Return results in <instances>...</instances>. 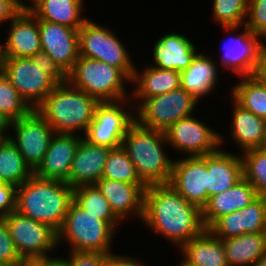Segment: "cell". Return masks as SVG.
<instances>
[{"instance_id":"obj_54","label":"cell","mask_w":266,"mask_h":266,"mask_svg":"<svg viewBox=\"0 0 266 266\" xmlns=\"http://www.w3.org/2000/svg\"><path fill=\"white\" fill-rule=\"evenodd\" d=\"M179 266H194V265H192V264H190V263H187V262L183 259V261L180 263Z\"/></svg>"},{"instance_id":"obj_5","label":"cell","mask_w":266,"mask_h":266,"mask_svg":"<svg viewBox=\"0 0 266 266\" xmlns=\"http://www.w3.org/2000/svg\"><path fill=\"white\" fill-rule=\"evenodd\" d=\"M4 74L20 96L36 109L67 75L42 54L32 57H6Z\"/></svg>"},{"instance_id":"obj_34","label":"cell","mask_w":266,"mask_h":266,"mask_svg":"<svg viewBox=\"0 0 266 266\" xmlns=\"http://www.w3.org/2000/svg\"><path fill=\"white\" fill-rule=\"evenodd\" d=\"M249 0H213V17L225 30L244 26Z\"/></svg>"},{"instance_id":"obj_11","label":"cell","mask_w":266,"mask_h":266,"mask_svg":"<svg viewBox=\"0 0 266 266\" xmlns=\"http://www.w3.org/2000/svg\"><path fill=\"white\" fill-rule=\"evenodd\" d=\"M124 102L126 104V100L99 103L83 138L111 149L121 147L128 128L135 122V115L123 110Z\"/></svg>"},{"instance_id":"obj_26","label":"cell","mask_w":266,"mask_h":266,"mask_svg":"<svg viewBox=\"0 0 266 266\" xmlns=\"http://www.w3.org/2000/svg\"><path fill=\"white\" fill-rule=\"evenodd\" d=\"M131 82H137L136 84H138L137 88L134 89L133 97L143 102L153 96L179 89L180 72L150 65L141 74L136 69Z\"/></svg>"},{"instance_id":"obj_41","label":"cell","mask_w":266,"mask_h":266,"mask_svg":"<svg viewBox=\"0 0 266 266\" xmlns=\"http://www.w3.org/2000/svg\"><path fill=\"white\" fill-rule=\"evenodd\" d=\"M109 254L71 251L69 259L63 258L69 266H107Z\"/></svg>"},{"instance_id":"obj_22","label":"cell","mask_w":266,"mask_h":266,"mask_svg":"<svg viewBox=\"0 0 266 266\" xmlns=\"http://www.w3.org/2000/svg\"><path fill=\"white\" fill-rule=\"evenodd\" d=\"M207 202L214 194L225 192L243 178L241 155H233L220 148L207 155Z\"/></svg>"},{"instance_id":"obj_37","label":"cell","mask_w":266,"mask_h":266,"mask_svg":"<svg viewBox=\"0 0 266 266\" xmlns=\"http://www.w3.org/2000/svg\"><path fill=\"white\" fill-rule=\"evenodd\" d=\"M245 233L266 232V196H259L242 209Z\"/></svg>"},{"instance_id":"obj_17","label":"cell","mask_w":266,"mask_h":266,"mask_svg":"<svg viewBox=\"0 0 266 266\" xmlns=\"http://www.w3.org/2000/svg\"><path fill=\"white\" fill-rule=\"evenodd\" d=\"M112 149L81 139L72 160L68 185L73 189L83 185H95L103 175L105 163Z\"/></svg>"},{"instance_id":"obj_6","label":"cell","mask_w":266,"mask_h":266,"mask_svg":"<svg viewBox=\"0 0 266 266\" xmlns=\"http://www.w3.org/2000/svg\"><path fill=\"white\" fill-rule=\"evenodd\" d=\"M124 80L131 81L119 68L100 60L79 56L67 81L99 103L127 100Z\"/></svg>"},{"instance_id":"obj_52","label":"cell","mask_w":266,"mask_h":266,"mask_svg":"<svg viewBox=\"0 0 266 266\" xmlns=\"http://www.w3.org/2000/svg\"><path fill=\"white\" fill-rule=\"evenodd\" d=\"M260 149L266 151V129H265V135H264V139H263V142L260 146Z\"/></svg>"},{"instance_id":"obj_13","label":"cell","mask_w":266,"mask_h":266,"mask_svg":"<svg viewBox=\"0 0 266 266\" xmlns=\"http://www.w3.org/2000/svg\"><path fill=\"white\" fill-rule=\"evenodd\" d=\"M167 142L175 148L189 154V157L204 156L216 152L223 137L210 129L198 118L189 116L178 120L165 131Z\"/></svg>"},{"instance_id":"obj_32","label":"cell","mask_w":266,"mask_h":266,"mask_svg":"<svg viewBox=\"0 0 266 266\" xmlns=\"http://www.w3.org/2000/svg\"><path fill=\"white\" fill-rule=\"evenodd\" d=\"M73 201L84 211L108 222L114 229L120 219L114 214L110 203L96 185H83L74 188Z\"/></svg>"},{"instance_id":"obj_38","label":"cell","mask_w":266,"mask_h":266,"mask_svg":"<svg viewBox=\"0 0 266 266\" xmlns=\"http://www.w3.org/2000/svg\"><path fill=\"white\" fill-rule=\"evenodd\" d=\"M208 230L220 240L243 235L242 210L221 216Z\"/></svg>"},{"instance_id":"obj_43","label":"cell","mask_w":266,"mask_h":266,"mask_svg":"<svg viewBox=\"0 0 266 266\" xmlns=\"http://www.w3.org/2000/svg\"><path fill=\"white\" fill-rule=\"evenodd\" d=\"M260 83L266 85V44L263 43L259 51L257 65L253 73Z\"/></svg>"},{"instance_id":"obj_7","label":"cell","mask_w":266,"mask_h":266,"mask_svg":"<svg viewBox=\"0 0 266 266\" xmlns=\"http://www.w3.org/2000/svg\"><path fill=\"white\" fill-rule=\"evenodd\" d=\"M114 231L108 222L84 211L72 201L64 223L57 232L58 244L63 237L71 244L70 251L111 254Z\"/></svg>"},{"instance_id":"obj_23","label":"cell","mask_w":266,"mask_h":266,"mask_svg":"<svg viewBox=\"0 0 266 266\" xmlns=\"http://www.w3.org/2000/svg\"><path fill=\"white\" fill-rule=\"evenodd\" d=\"M195 45L184 35L170 33L159 38L153 49L157 68L183 71L197 55Z\"/></svg>"},{"instance_id":"obj_36","label":"cell","mask_w":266,"mask_h":266,"mask_svg":"<svg viewBox=\"0 0 266 266\" xmlns=\"http://www.w3.org/2000/svg\"><path fill=\"white\" fill-rule=\"evenodd\" d=\"M33 109L20 96L5 74L0 76V112L11 122L27 116Z\"/></svg>"},{"instance_id":"obj_12","label":"cell","mask_w":266,"mask_h":266,"mask_svg":"<svg viewBox=\"0 0 266 266\" xmlns=\"http://www.w3.org/2000/svg\"><path fill=\"white\" fill-rule=\"evenodd\" d=\"M15 136L9 139L15 144L25 162L34 171L43 160L52 136L55 134L48 122L33 109L27 116L12 121Z\"/></svg>"},{"instance_id":"obj_25","label":"cell","mask_w":266,"mask_h":266,"mask_svg":"<svg viewBox=\"0 0 266 266\" xmlns=\"http://www.w3.org/2000/svg\"><path fill=\"white\" fill-rule=\"evenodd\" d=\"M184 260L194 266H228L222 240L208 229L181 247Z\"/></svg>"},{"instance_id":"obj_24","label":"cell","mask_w":266,"mask_h":266,"mask_svg":"<svg viewBox=\"0 0 266 266\" xmlns=\"http://www.w3.org/2000/svg\"><path fill=\"white\" fill-rule=\"evenodd\" d=\"M217 63L203 53H198L193 62L180 72V87L197 101L211 93L217 83Z\"/></svg>"},{"instance_id":"obj_16","label":"cell","mask_w":266,"mask_h":266,"mask_svg":"<svg viewBox=\"0 0 266 266\" xmlns=\"http://www.w3.org/2000/svg\"><path fill=\"white\" fill-rule=\"evenodd\" d=\"M81 139V136L75 134L55 133L43 160L34 170V175L42 179L59 180L68 184L72 160Z\"/></svg>"},{"instance_id":"obj_20","label":"cell","mask_w":266,"mask_h":266,"mask_svg":"<svg viewBox=\"0 0 266 266\" xmlns=\"http://www.w3.org/2000/svg\"><path fill=\"white\" fill-rule=\"evenodd\" d=\"M95 185L119 219L122 220L128 213L136 215L139 219L143 218L146 184H130L101 178Z\"/></svg>"},{"instance_id":"obj_39","label":"cell","mask_w":266,"mask_h":266,"mask_svg":"<svg viewBox=\"0 0 266 266\" xmlns=\"http://www.w3.org/2000/svg\"><path fill=\"white\" fill-rule=\"evenodd\" d=\"M244 26L263 37L266 34V0H249Z\"/></svg>"},{"instance_id":"obj_35","label":"cell","mask_w":266,"mask_h":266,"mask_svg":"<svg viewBox=\"0 0 266 266\" xmlns=\"http://www.w3.org/2000/svg\"><path fill=\"white\" fill-rule=\"evenodd\" d=\"M243 153V177L255 188L259 196H266V151L254 148Z\"/></svg>"},{"instance_id":"obj_15","label":"cell","mask_w":266,"mask_h":266,"mask_svg":"<svg viewBox=\"0 0 266 266\" xmlns=\"http://www.w3.org/2000/svg\"><path fill=\"white\" fill-rule=\"evenodd\" d=\"M207 155L173 162L169 184L189 203L201 210L207 204Z\"/></svg>"},{"instance_id":"obj_46","label":"cell","mask_w":266,"mask_h":266,"mask_svg":"<svg viewBox=\"0 0 266 266\" xmlns=\"http://www.w3.org/2000/svg\"><path fill=\"white\" fill-rule=\"evenodd\" d=\"M15 266H48V257L22 258Z\"/></svg>"},{"instance_id":"obj_49","label":"cell","mask_w":266,"mask_h":266,"mask_svg":"<svg viewBox=\"0 0 266 266\" xmlns=\"http://www.w3.org/2000/svg\"><path fill=\"white\" fill-rule=\"evenodd\" d=\"M5 62H6V53H5L4 44H0V76L4 74Z\"/></svg>"},{"instance_id":"obj_53","label":"cell","mask_w":266,"mask_h":266,"mask_svg":"<svg viewBox=\"0 0 266 266\" xmlns=\"http://www.w3.org/2000/svg\"><path fill=\"white\" fill-rule=\"evenodd\" d=\"M9 136H6L3 132H0V145L6 140V138Z\"/></svg>"},{"instance_id":"obj_3","label":"cell","mask_w":266,"mask_h":266,"mask_svg":"<svg viewBox=\"0 0 266 266\" xmlns=\"http://www.w3.org/2000/svg\"><path fill=\"white\" fill-rule=\"evenodd\" d=\"M98 104L95 98L67 81L58 84L36 110L54 133L74 134L76 130L86 133Z\"/></svg>"},{"instance_id":"obj_1","label":"cell","mask_w":266,"mask_h":266,"mask_svg":"<svg viewBox=\"0 0 266 266\" xmlns=\"http://www.w3.org/2000/svg\"><path fill=\"white\" fill-rule=\"evenodd\" d=\"M142 221L179 248L206 230L202 210L186 201L169 183L147 186Z\"/></svg>"},{"instance_id":"obj_9","label":"cell","mask_w":266,"mask_h":266,"mask_svg":"<svg viewBox=\"0 0 266 266\" xmlns=\"http://www.w3.org/2000/svg\"><path fill=\"white\" fill-rule=\"evenodd\" d=\"M197 100L181 87L138 103L135 121L142 127L165 132L180 119L191 116Z\"/></svg>"},{"instance_id":"obj_44","label":"cell","mask_w":266,"mask_h":266,"mask_svg":"<svg viewBox=\"0 0 266 266\" xmlns=\"http://www.w3.org/2000/svg\"><path fill=\"white\" fill-rule=\"evenodd\" d=\"M20 12L14 0H0V23L13 18Z\"/></svg>"},{"instance_id":"obj_4","label":"cell","mask_w":266,"mask_h":266,"mask_svg":"<svg viewBox=\"0 0 266 266\" xmlns=\"http://www.w3.org/2000/svg\"><path fill=\"white\" fill-rule=\"evenodd\" d=\"M168 143L165 132L147 129L136 121L128 128L122 141L141 180L147 185L167 184L171 180L173 161L163 150Z\"/></svg>"},{"instance_id":"obj_47","label":"cell","mask_w":266,"mask_h":266,"mask_svg":"<svg viewBox=\"0 0 266 266\" xmlns=\"http://www.w3.org/2000/svg\"><path fill=\"white\" fill-rule=\"evenodd\" d=\"M10 124L11 121L3 113L0 112V132H3L7 136V131L10 130Z\"/></svg>"},{"instance_id":"obj_2","label":"cell","mask_w":266,"mask_h":266,"mask_svg":"<svg viewBox=\"0 0 266 266\" xmlns=\"http://www.w3.org/2000/svg\"><path fill=\"white\" fill-rule=\"evenodd\" d=\"M73 190L66 182L42 179L33 174L16 187L15 211L58 232L73 201Z\"/></svg>"},{"instance_id":"obj_45","label":"cell","mask_w":266,"mask_h":266,"mask_svg":"<svg viewBox=\"0 0 266 266\" xmlns=\"http://www.w3.org/2000/svg\"><path fill=\"white\" fill-rule=\"evenodd\" d=\"M107 266H144L140 265V263L137 260H134L131 257H123L122 255H114V254H109L108 256V261H107Z\"/></svg>"},{"instance_id":"obj_18","label":"cell","mask_w":266,"mask_h":266,"mask_svg":"<svg viewBox=\"0 0 266 266\" xmlns=\"http://www.w3.org/2000/svg\"><path fill=\"white\" fill-rule=\"evenodd\" d=\"M244 27L242 34L239 33L236 37L228 39L221 59L223 67L230 68L241 77L253 76L259 51L264 43L260 41L261 36Z\"/></svg>"},{"instance_id":"obj_42","label":"cell","mask_w":266,"mask_h":266,"mask_svg":"<svg viewBox=\"0 0 266 266\" xmlns=\"http://www.w3.org/2000/svg\"><path fill=\"white\" fill-rule=\"evenodd\" d=\"M16 187L0 182V217L15 211Z\"/></svg>"},{"instance_id":"obj_28","label":"cell","mask_w":266,"mask_h":266,"mask_svg":"<svg viewBox=\"0 0 266 266\" xmlns=\"http://www.w3.org/2000/svg\"><path fill=\"white\" fill-rule=\"evenodd\" d=\"M231 133L233 139L243 152L249 149L260 148L266 129V120L256 116L251 111L243 109L235 101Z\"/></svg>"},{"instance_id":"obj_33","label":"cell","mask_w":266,"mask_h":266,"mask_svg":"<svg viewBox=\"0 0 266 266\" xmlns=\"http://www.w3.org/2000/svg\"><path fill=\"white\" fill-rule=\"evenodd\" d=\"M102 178L130 184H145L139 177L134 164L122 148L112 149L108 155Z\"/></svg>"},{"instance_id":"obj_8","label":"cell","mask_w":266,"mask_h":266,"mask_svg":"<svg viewBox=\"0 0 266 266\" xmlns=\"http://www.w3.org/2000/svg\"><path fill=\"white\" fill-rule=\"evenodd\" d=\"M79 56L119 68L130 80L136 67L121 41L109 29L87 20L78 32Z\"/></svg>"},{"instance_id":"obj_27","label":"cell","mask_w":266,"mask_h":266,"mask_svg":"<svg viewBox=\"0 0 266 266\" xmlns=\"http://www.w3.org/2000/svg\"><path fill=\"white\" fill-rule=\"evenodd\" d=\"M228 266H253L266 253V232L223 239Z\"/></svg>"},{"instance_id":"obj_19","label":"cell","mask_w":266,"mask_h":266,"mask_svg":"<svg viewBox=\"0 0 266 266\" xmlns=\"http://www.w3.org/2000/svg\"><path fill=\"white\" fill-rule=\"evenodd\" d=\"M4 43L6 57H32L41 54L38 19L31 11H20L9 24Z\"/></svg>"},{"instance_id":"obj_30","label":"cell","mask_w":266,"mask_h":266,"mask_svg":"<svg viewBox=\"0 0 266 266\" xmlns=\"http://www.w3.org/2000/svg\"><path fill=\"white\" fill-rule=\"evenodd\" d=\"M33 174L34 171L25 162L15 144L7 137L0 145V182L18 187Z\"/></svg>"},{"instance_id":"obj_21","label":"cell","mask_w":266,"mask_h":266,"mask_svg":"<svg viewBox=\"0 0 266 266\" xmlns=\"http://www.w3.org/2000/svg\"><path fill=\"white\" fill-rule=\"evenodd\" d=\"M258 197L255 188L244 177L225 192L212 195L202 209L205 228L208 229L223 215L242 210Z\"/></svg>"},{"instance_id":"obj_31","label":"cell","mask_w":266,"mask_h":266,"mask_svg":"<svg viewBox=\"0 0 266 266\" xmlns=\"http://www.w3.org/2000/svg\"><path fill=\"white\" fill-rule=\"evenodd\" d=\"M233 100L243 109L266 120V85L253 76H244L242 81L232 87Z\"/></svg>"},{"instance_id":"obj_10","label":"cell","mask_w":266,"mask_h":266,"mask_svg":"<svg viewBox=\"0 0 266 266\" xmlns=\"http://www.w3.org/2000/svg\"><path fill=\"white\" fill-rule=\"evenodd\" d=\"M21 258L50 257L58 244V233L49 225L13 211L2 217Z\"/></svg>"},{"instance_id":"obj_48","label":"cell","mask_w":266,"mask_h":266,"mask_svg":"<svg viewBox=\"0 0 266 266\" xmlns=\"http://www.w3.org/2000/svg\"><path fill=\"white\" fill-rule=\"evenodd\" d=\"M39 1L40 0H31L32 6L25 5L22 0H14V3L20 11H30Z\"/></svg>"},{"instance_id":"obj_40","label":"cell","mask_w":266,"mask_h":266,"mask_svg":"<svg viewBox=\"0 0 266 266\" xmlns=\"http://www.w3.org/2000/svg\"><path fill=\"white\" fill-rule=\"evenodd\" d=\"M21 259L6 222L0 217V264L15 266Z\"/></svg>"},{"instance_id":"obj_14","label":"cell","mask_w":266,"mask_h":266,"mask_svg":"<svg viewBox=\"0 0 266 266\" xmlns=\"http://www.w3.org/2000/svg\"><path fill=\"white\" fill-rule=\"evenodd\" d=\"M41 54L68 75L79 57L78 32L72 27L38 19Z\"/></svg>"},{"instance_id":"obj_50","label":"cell","mask_w":266,"mask_h":266,"mask_svg":"<svg viewBox=\"0 0 266 266\" xmlns=\"http://www.w3.org/2000/svg\"><path fill=\"white\" fill-rule=\"evenodd\" d=\"M48 266H69L63 258L48 257Z\"/></svg>"},{"instance_id":"obj_51","label":"cell","mask_w":266,"mask_h":266,"mask_svg":"<svg viewBox=\"0 0 266 266\" xmlns=\"http://www.w3.org/2000/svg\"><path fill=\"white\" fill-rule=\"evenodd\" d=\"M253 266H266V253Z\"/></svg>"},{"instance_id":"obj_29","label":"cell","mask_w":266,"mask_h":266,"mask_svg":"<svg viewBox=\"0 0 266 266\" xmlns=\"http://www.w3.org/2000/svg\"><path fill=\"white\" fill-rule=\"evenodd\" d=\"M83 0H40L30 11L40 20L79 30L88 20L81 18Z\"/></svg>"}]
</instances>
